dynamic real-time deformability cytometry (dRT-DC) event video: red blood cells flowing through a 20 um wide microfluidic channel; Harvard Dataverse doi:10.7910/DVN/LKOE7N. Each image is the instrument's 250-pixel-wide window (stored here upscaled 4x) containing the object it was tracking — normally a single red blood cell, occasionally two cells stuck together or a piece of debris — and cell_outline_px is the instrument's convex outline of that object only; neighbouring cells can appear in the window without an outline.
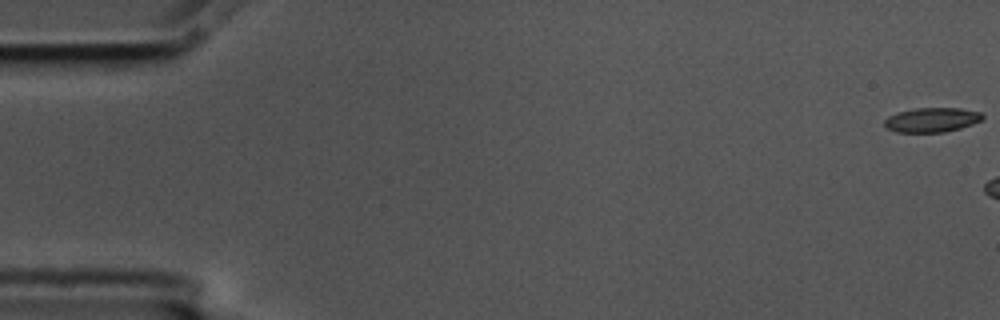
{"species": "common noctule bat (a hibernating species)", "species_latin": "Nyctalus noctula", "temperature_condition": "cold", "stored_images_in_passage": 10, "camera_frame_rate_fps": 3000, "um_per_image_px": 0.085, "animal": {"sex": "male", "body_mass_g": 17.5, "forearm_length_mm": 52.3}, "frame": {"image": 1, "passage_image": 1, "time_ms": 0.0, "image_size_px": [1000, 320], "cell_outline_px": [[984, 120], [960, 128], [944, 132], [896, 132], [888, 128], [884, 124], [884, 120], [888, 116], [896, 112], [916, 108], [960, 108], [980, 112], [984, 116]], "centroid_in_image_um": [79.21, 10.18], "position_along_channel_um": 5.8, "area_um2": 14.05}}